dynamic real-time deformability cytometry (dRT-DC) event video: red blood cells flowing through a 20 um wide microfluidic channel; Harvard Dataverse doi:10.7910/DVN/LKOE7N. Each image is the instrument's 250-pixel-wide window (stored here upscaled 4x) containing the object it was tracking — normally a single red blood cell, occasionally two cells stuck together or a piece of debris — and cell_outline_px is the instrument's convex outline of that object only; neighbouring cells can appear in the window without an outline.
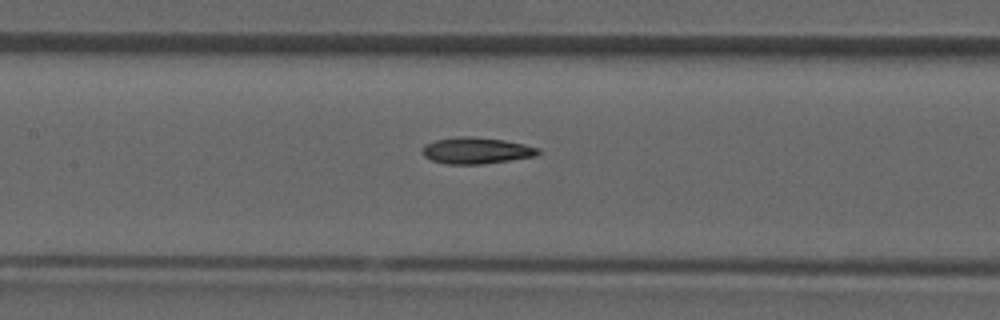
{"species": "common noctule bat (a hibernating species)", "species_latin": "Nyctalus noctula", "temperature_condition": "room temperature", "stored_images_in_passage": 40, "camera_frame_rate_fps": 3000, "um_per_image_px": 0.085, "animal": {"sex": "male", "forearm_length_mm": 52.5}, "frame": {"image": 1, "passage_image": 18, "time_ms": 5.667, "image_size_px": [1000, 320], "cell_outline_px": [[540, 152], [536, 156], [480, 164], [444, 164], [432, 160], [424, 156], [424, 144], [436, 140], [456, 136], [472, 136], [504, 140], [524, 144], [540, 148]], "centroid_in_image_um": [40.49, 12.79], "position_along_channel_um": 166.9, "area_um2": 17.74}}